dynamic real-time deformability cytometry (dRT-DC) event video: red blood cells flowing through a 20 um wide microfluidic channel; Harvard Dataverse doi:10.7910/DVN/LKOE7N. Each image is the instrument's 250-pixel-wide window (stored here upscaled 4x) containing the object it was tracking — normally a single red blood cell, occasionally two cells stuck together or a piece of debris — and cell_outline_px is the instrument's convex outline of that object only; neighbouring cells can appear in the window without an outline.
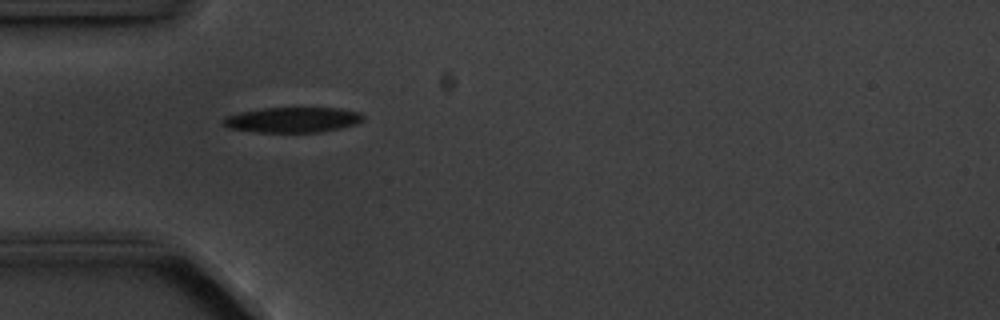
{"species": "common noctule bat (a hibernating species)", "species_latin": "Nyctalus noctula", "temperature_condition": "cold", "stored_images_in_passage": 6, "camera_frame_rate_fps": 3000, "um_per_image_px": 0.085, "animal": {"sex": "male", "body_mass_g": 20.1, "forearm_length_mm": 53.5}, "frame": {"image": 1, "passage_image": 5, "time_ms": 4.667, "image_size_px": [1000, 320], "cell_outline_px": [[364, 120], [356, 124], [340, 128], [320, 132], [256, 132], [228, 128], [220, 120], [224, 116], [240, 112], [260, 108], [340, 108], [360, 112], [364, 116]], "centroid_in_image_um": [24.86, 10.18], "position_along_channel_um": 60.1, "area_um2": 20.81}}